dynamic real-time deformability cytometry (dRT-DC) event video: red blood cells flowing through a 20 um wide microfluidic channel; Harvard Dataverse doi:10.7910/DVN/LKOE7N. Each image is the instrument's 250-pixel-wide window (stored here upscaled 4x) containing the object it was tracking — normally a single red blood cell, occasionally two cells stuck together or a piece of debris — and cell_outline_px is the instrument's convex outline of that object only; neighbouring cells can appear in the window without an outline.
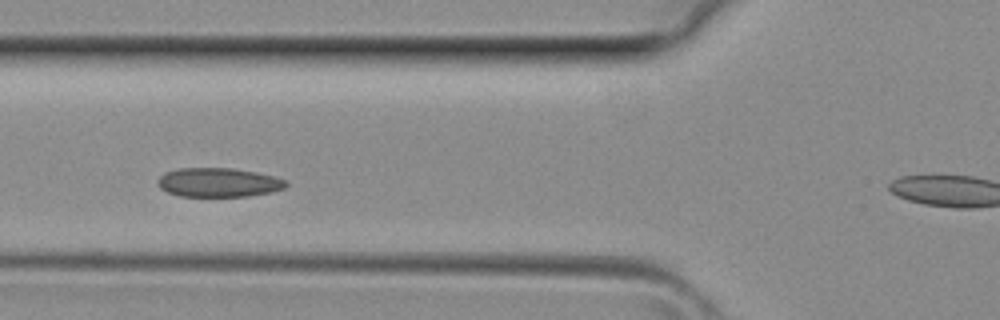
{"species": "common noctule bat (a hibernating species)", "species_latin": "Nyctalus noctula", "temperature_condition": "room temperature", "stored_images_in_passage": 26, "camera_frame_rate_fps": 3000, "um_per_image_px": 0.085, "animal": {"sex": "female", "body_mass_g": 29.2, "forearm_length_mm": 56.3}, "frame": {"image": 1, "passage_image": 14, "time_ms": 4.333, "image_size_px": [1000, 320], "cell_outline_px": [[288, 184], [284, 188], [272, 192], [248, 196], [180, 196], [168, 192], [160, 188], [156, 184], [156, 180], [164, 172], [180, 168], [232, 168], [256, 172], [276, 176], [288, 180]], "centroid_in_image_um": [18.58, 15.5], "position_along_channel_um": 107.2, "area_um2": 21.96}}
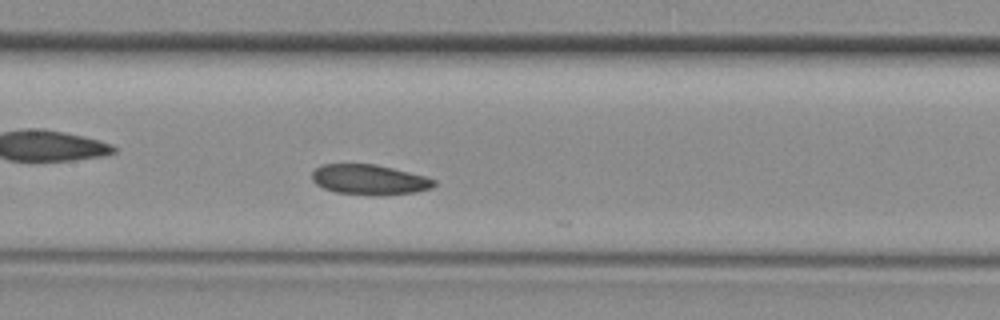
{"frame": {"image": 2, "passage_image": 18, "time_ms": 5.667, "image_size_px": [1000, 320], "cell_outline_px": [[436, 184], [432, 188], [416, 192], [380, 196], [372, 196], [336, 192], [324, 188], [316, 184], [312, 180], [312, 172], [320, 164], [376, 164], [424, 176], [436, 180]], "centroid_in_image_um": [31.39, 15.28], "position_along_channel_um": 176.0, "area_um2": 21.62}}
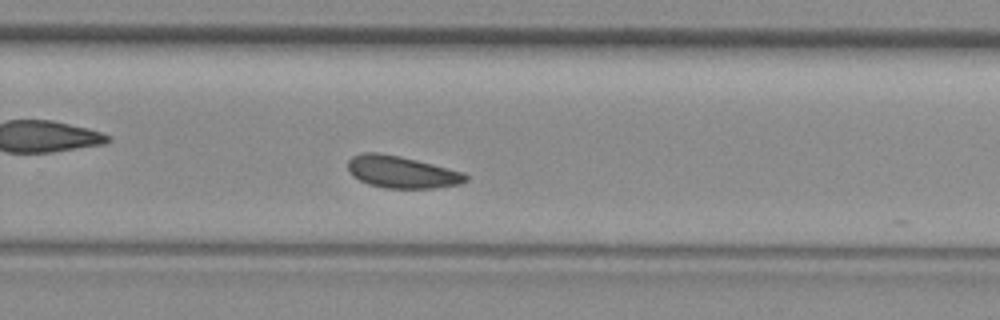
{"frame": {"image": 3, "passage_image": 25, "time_ms": 8.0, "image_size_px": [1000, 320], "cell_outline_px": [[468, 180], [460, 184], [436, 188], [384, 188], [368, 184], [352, 176], [348, 172], [348, 160], [352, 156], [364, 152], [376, 152], [400, 156], [464, 172], [468, 176]], "centroid_in_image_um": [34.13, 14.63], "position_along_channel_um": 295.7, "area_um2": 22.08}}